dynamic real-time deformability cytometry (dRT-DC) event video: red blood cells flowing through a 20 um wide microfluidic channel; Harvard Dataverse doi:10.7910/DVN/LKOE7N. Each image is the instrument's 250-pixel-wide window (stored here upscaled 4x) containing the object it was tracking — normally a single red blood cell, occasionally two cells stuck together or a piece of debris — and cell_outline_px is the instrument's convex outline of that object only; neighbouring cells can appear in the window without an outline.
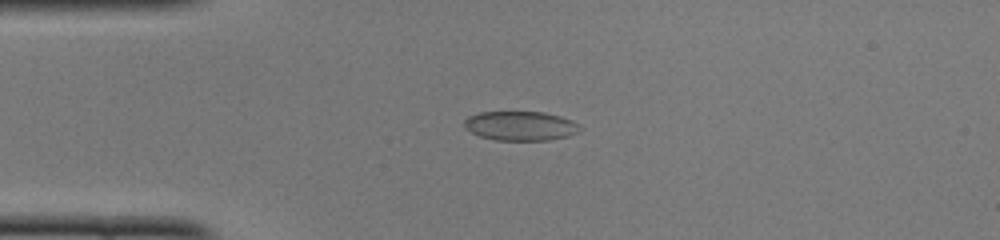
{"species": "common noctule bat (a hibernating species)", "species_latin": "Nyctalus noctula", "temperature_condition": "cold", "stored_images_in_passage": 48, "camera_frame_rate_fps": 3000, "um_per_image_px": 0.085, "animal": {"sex": "female", "body_mass_g": 22.0, "forearm_length_mm": 56.7}, "frame": {"image": 1, "passage_image": 11, "time_ms": 3.333, "image_size_px": [1000, 240], "cell_outline_px": [[584, 128], [568, 136], [548, 140], [496, 140], [480, 136], [464, 128], [464, 120], [468, 116], [480, 112], [544, 112], [560, 116], [572, 120], [580, 124]], "centroid_in_image_um": [44.26, 10.69], "position_along_channel_um": 40.7, "area_um2": 19.83}}
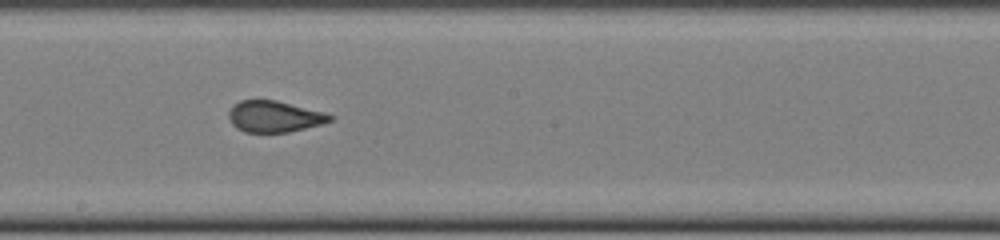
{"frame": {"image": 2, "passage_image": 26, "time_ms": 8.333, "image_size_px": [1000, 240], "cell_outline_px": [[336, 116], [332, 120], [320, 124], [288, 132], [244, 132], [236, 128], [232, 124], [228, 116], [228, 112], [232, 104], [240, 100], [276, 100], [324, 112]], "centroid_in_image_um": [23.29, 9.89], "position_along_channel_um": 224.9, "area_um2": 18.5}}
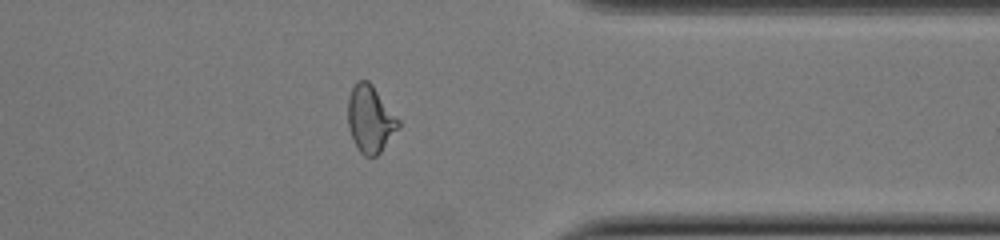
{"frame": {"image": 3, "passage_image": 38, "time_ms": 12.333, "image_size_px": [1000, 240], "cell_outline_px": [[400, 128], [380, 152], [376, 156], [364, 156], [356, 148], [352, 140], [348, 128], [348, 96], [356, 80], [368, 80], [372, 84], [400, 120]], "centroid_in_image_um": [31.46, 10.12], "position_along_channel_um": 379.9, "area_um2": 20.0}, "authors_computed_cell_mechanics": {"area_um2": 19.8543, "velocity_mm_per_s": 4.1045, "shape_relaxation_time_tau1_ms": null, "shape_relaxation_time_tau2_ms": 0.7983, "deformation_change_tau1": null, "deformation_change_tau2": 0.0567}}